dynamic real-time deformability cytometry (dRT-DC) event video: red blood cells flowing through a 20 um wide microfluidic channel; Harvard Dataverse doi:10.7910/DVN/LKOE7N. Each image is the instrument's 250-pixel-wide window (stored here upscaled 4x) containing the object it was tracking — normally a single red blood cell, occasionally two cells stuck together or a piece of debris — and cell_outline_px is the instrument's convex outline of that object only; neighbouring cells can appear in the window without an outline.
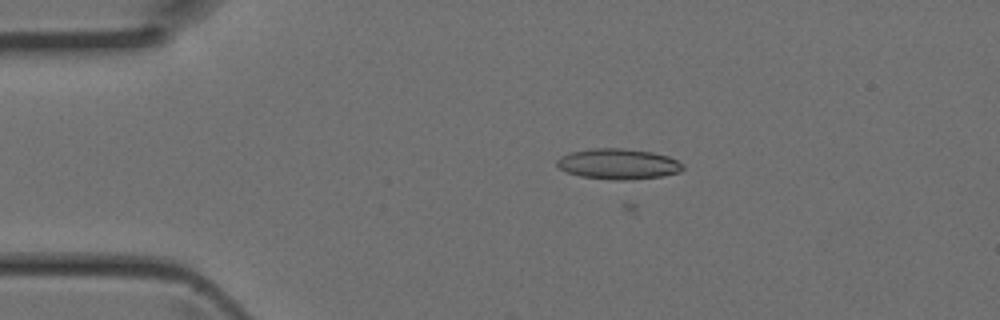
{"species": "Egyptian fruit bat (a non-hibernating species)", "species_latin": "Rousettus aegyptiacus", "temperature_condition": "room temperature", "stored_images_in_passage": 16, "camera_frame_rate_fps": 3000, "um_per_image_px": 0.085, "animal": {"sex": "female"}, "frame": {"image": 1, "passage_image": 11, "time_ms": 3.333, "image_size_px": [1000, 320], "cell_outline_px": [[684, 168], [680, 172], [660, 176], [624, 180], [612, 180], [580, 176], [568, 172], [560, 168], [556, 164], [556, 160], [560, 156], [568, 152], [592, 148], [620, 148], [652, 152], [668, 156], [684, 164]], "centroid_in_image_um": [52.53, 13.93], "position_along_channel_um": 32.5, "area_um2": 22.43}}